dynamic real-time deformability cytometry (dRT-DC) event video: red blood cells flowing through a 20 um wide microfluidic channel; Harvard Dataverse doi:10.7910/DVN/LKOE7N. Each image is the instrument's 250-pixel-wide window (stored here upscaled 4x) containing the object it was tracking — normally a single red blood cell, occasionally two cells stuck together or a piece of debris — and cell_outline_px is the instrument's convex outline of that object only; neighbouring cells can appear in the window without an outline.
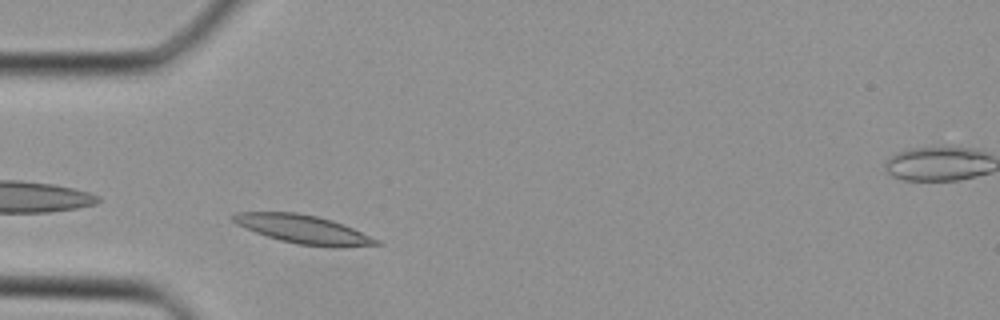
{"species": "Egyptian fruit bat (a non-hibernating species)", "species_latin": "Rousettus aegyptiacus", "temperature_condition": "cold", "stored_images_in_passage": 31, "camera_frame_rate_fps": 3000, "um_per_image_px": 0.085, "animal": {"sex": "female"}, "frame": {"image": 1, "passage_image": 4, "time_ms": 1.0, "image_size_px": [1000, 320], "cell_outline_px": [[384, 244], [344, 248], [332, 248], [296, 244], [280, 240], [244, 228], [236, 224], [232, 220], [232, 216], [236, 212], [296, 212], [316, 216], [332, 220], [344, 224], [380, 240]], "centroid_in_image_um": [25.85, 19.51], "position_along_channel_um": 59.2, "area_um2": 24.1}}
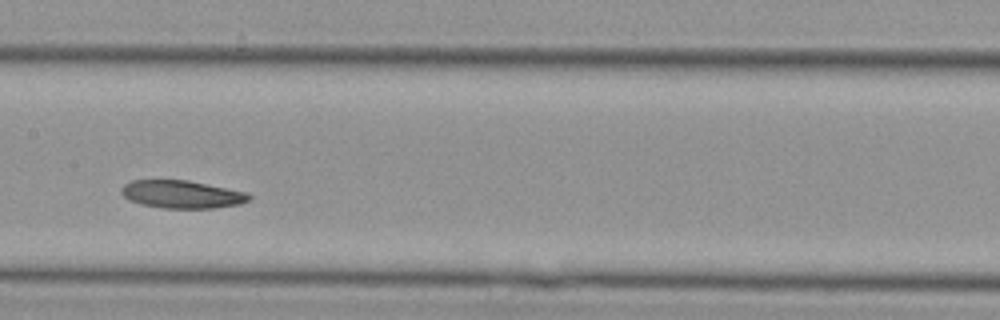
{"frame": {"image": 2, "passage_image": 12, "time_ms": 3.667, "image_size_px": [1000, 320], "cell_outline_px": [[252, 196], [248, 200], [240, 204], [216, 208], [160, 208], [140, 204], [128, 200], [120, 192], [120, 188], [124, 184], [132, 180], [188, 180], [248, 192]], "centroid_in_image_um": [15.44, 16.52], "position_along_channel_um": 192.0, "area_um2": 20.92}}
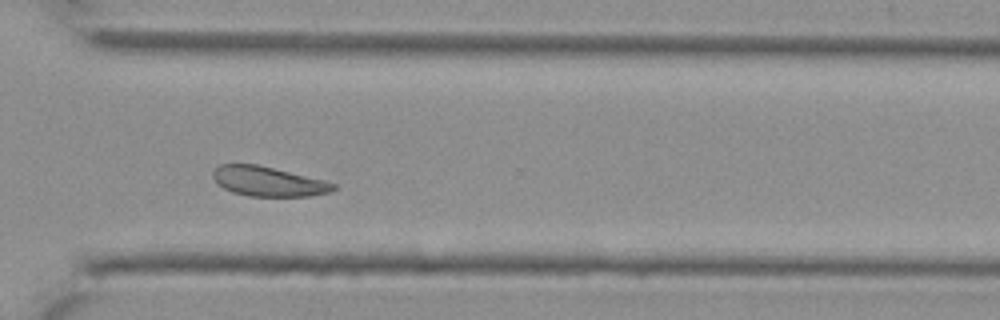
{"frame": {"image": 3, "passage_image": 21, "time_ms": 6.667, "image_size_px": [1000, 320], "cell_outline_px": [[336, 188], [332, 192], [312, 196], [248, 196], [232, 192], [216, 184], [212, 176], [212, 172], [220, 164], [256, 164], [324, 180], [336, 184]], "centroid_in_image_um": [22.79, 15.43], "position_along_channel_um": 347.8, "area_um2": 20.87}}